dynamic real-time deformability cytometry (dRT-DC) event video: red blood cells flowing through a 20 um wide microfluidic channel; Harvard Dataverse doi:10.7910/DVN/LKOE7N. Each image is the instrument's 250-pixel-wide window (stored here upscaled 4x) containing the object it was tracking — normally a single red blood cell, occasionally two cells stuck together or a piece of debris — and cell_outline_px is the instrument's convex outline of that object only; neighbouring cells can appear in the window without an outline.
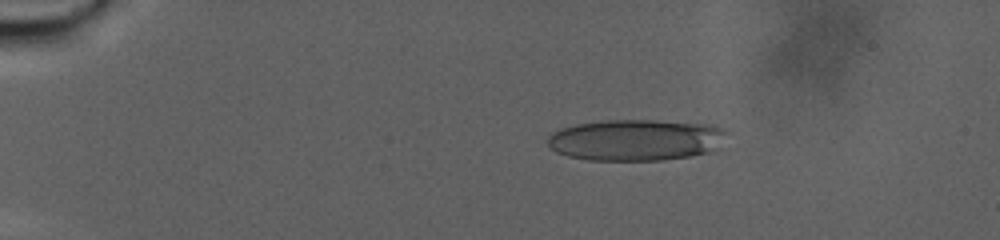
{"species": "human", "species_latin": "Homo sapiens", "temperature_condition": "warm", "stored_images_in_passage": 85, "camera_frame_rate_fps": 3000, "um_per_image_px": 0.085, "donor": {"sex": "male"}, "frame": {"image": 1, "passage_image": 3, "time_ms": 0.667, "image_size_px": [1000, 240], "cell_outline_px": [[732, 132], [708, 152], [692, 156], [664, 160], [588, 160], [568, 156], [556, 152], [548, 148], [544, 140], [552, 132], [560, 128], [576, 124], [604, 120], [652, 120], [712, 124], [728, 128]], "centroid_in_image_um": [54.03, 11.88], "position_along_channel_um": 31.0, "area_um2": 43.81}}
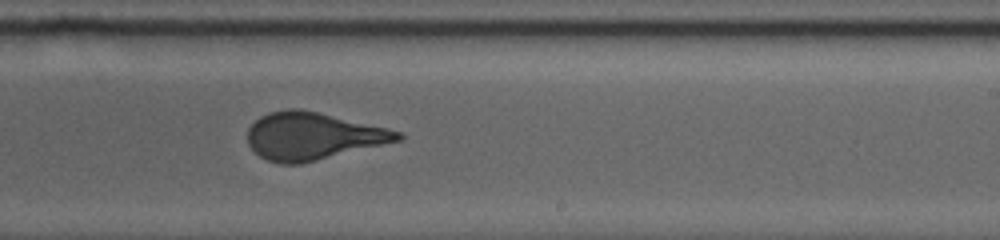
{"frame": {"image": 2, "passage_image": 49, "time_ms": 16.0, "image_size_px": [1000, 240], "cell_outline_px": [[404, 136], [400, 140], [300, 164], [280, 164], [268, 160], [260, 156], [248, 144], [248, 128], [260, 116], [268, 112], [288, 108], [300, 108], [388, 128], [400, 132]], "centroid_in_image_um": [26.55, 11.56], "position_along_channel_um": 262.4, "area_um2": 41.1}}
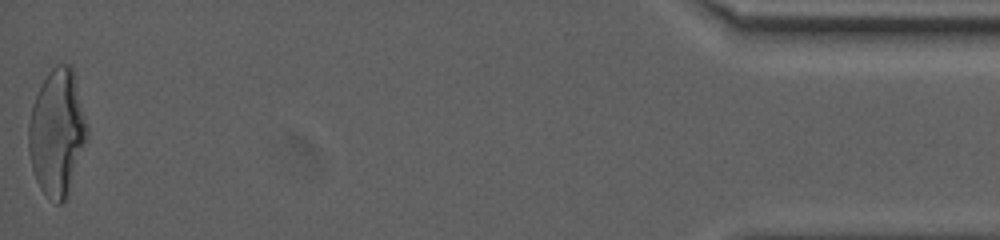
{"frame": {"image": 3, "passage_image": 85, "time_ms": 28.0, "image_size_px": [1000, 240], "cell_outline_px": [[88, 140], [68, 196], [60, 204], [56, 204], [40, 188], [36, 180], [32, 168], [28, 152], [28, 124], [32, 104], [48, 72], [56, 64], [72, 64], [88, 124]], "centroid_in_image_um": [4.88, 11.27], "position_along_channel_um": 430.3, "area_um2": 43.7}}